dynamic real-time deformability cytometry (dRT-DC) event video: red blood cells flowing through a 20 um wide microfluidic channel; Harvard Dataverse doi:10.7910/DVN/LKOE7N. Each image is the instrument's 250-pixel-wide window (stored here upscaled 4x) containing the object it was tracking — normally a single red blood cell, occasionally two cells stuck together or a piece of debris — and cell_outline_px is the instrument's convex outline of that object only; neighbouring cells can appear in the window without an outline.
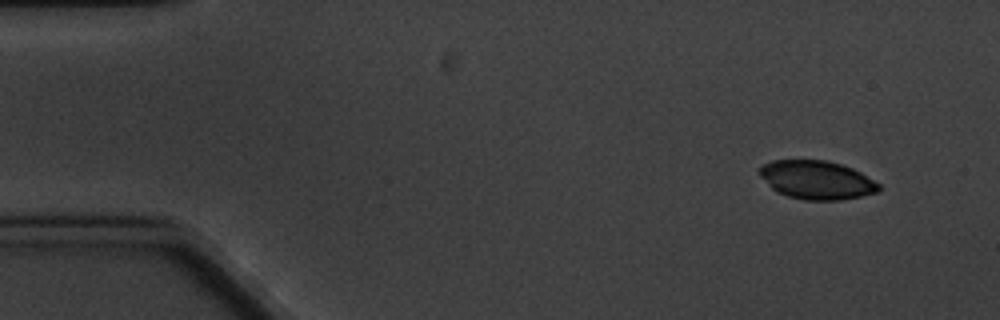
{"species": "common noctule bat (a hibernating species)", "species_latin": "Nyctalus noctula", "temperature_condition": "cold", "stored_images_in_passage": 6, "camera_frame_rate_fps": 3000, "um_per_image_px": 0.085, "animal": {"sex": "male", "body_mass_g": 20.1, "forearm_length_mm": 53.5}, "frame": {"image": 1, "passage_image": 1, "time_ms": 0.0, "image_size_px": [1000, 320], "cell_outline_px": [[880, 188], [876, 192], [860, 196], [840, 200], [804, 200], [788, 196], [776, 192], [760, 176], [760, 168], [764, 164], [772, 160], [828, 160], [852, 168], [860, 172], [880, 184]], "centroid_in_image_um": [69.41, 15.29], "position_along_channel_um": 15.6, "area_um2": 26.65}}